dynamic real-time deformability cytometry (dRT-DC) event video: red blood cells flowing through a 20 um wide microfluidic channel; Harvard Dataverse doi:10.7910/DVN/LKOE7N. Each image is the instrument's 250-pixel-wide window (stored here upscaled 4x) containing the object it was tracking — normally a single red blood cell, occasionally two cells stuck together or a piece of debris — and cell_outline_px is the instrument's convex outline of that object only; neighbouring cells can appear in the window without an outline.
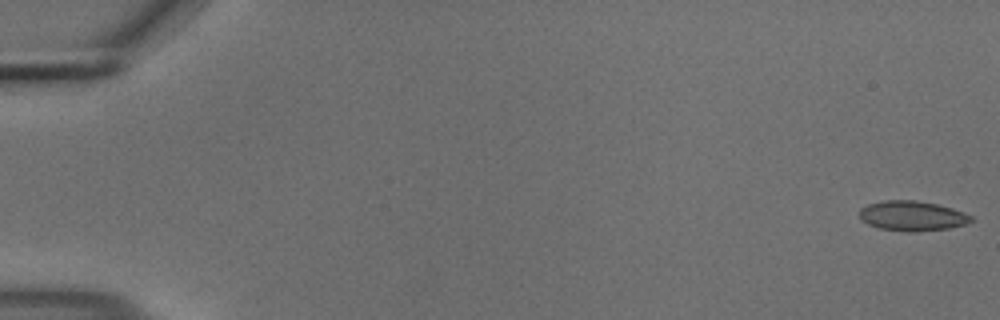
{"species": "common noctule bat (a hibernating species)", "species_latin": "Nyctalus noctula", "temperature_condition": "cold", "stored_images_in_passage": 55, "camera_frame_rate_fps": 3000, "um_per_image_px": 0.085, "animal": {"sex": "male", "body_mass_g": 18.8}, "frame": {"image": 1, "passage_image": 1, "time_ms": 0.0, "image_size_px": [1000, 320], "cell_outline_px": [[972, 220], [964, 224], [948, 228], [912, 232], [908, 232], [880, 228], [868, 224], [860, 220], [860, 208], [868, 204], [884, 200], [916, 200], [936, 204], [952, 208], [964, 212], [972, 216]], "centroid_in_image_um": [77.51, 18.34], "position_along_channel_um": 7.5, "area_um2": 19.36}}
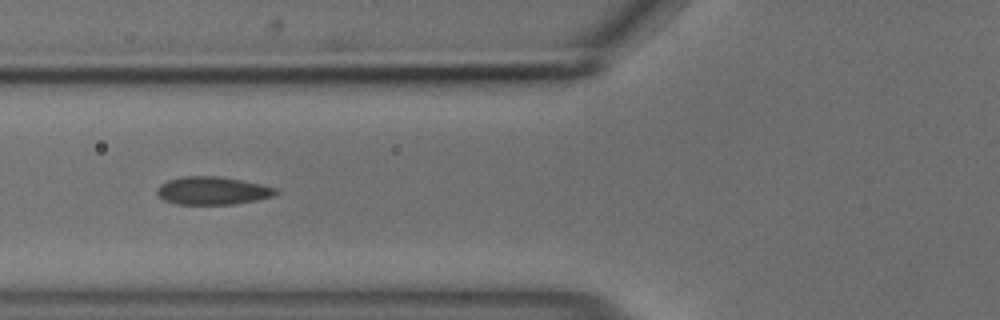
{"frame": {"image": 2, "passage_image": 22, "time_ms": 7.0, "image_size_px": [1000, 320], "cell_outline_px": [[280, 192], [272, 196], [256, 200], [236, 204], [176, 204], [164, 200], [156, 192], [156, 188], [160, 184], [168, 180], [184, 176], [220, 176], [260, 184], [276, 188]], "centroid_in_image_um": [18.05, 16.2], "position_along_channel_um": 107.7, "area_um2": 19.31}}
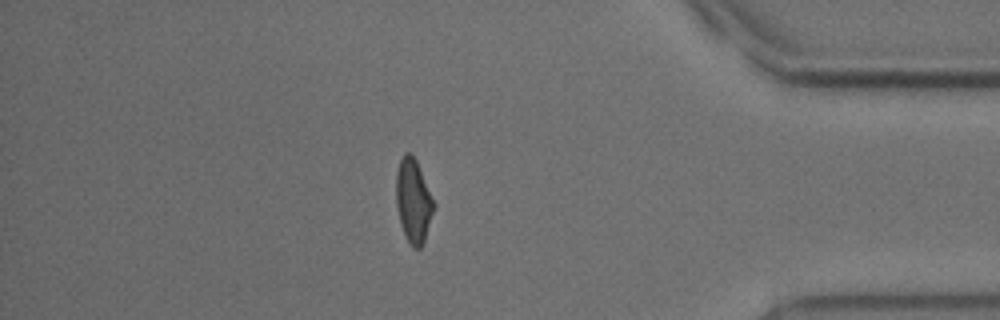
{"frame": {"image": 3, "passage_image": 48, "time_ms": 15.667, "image_size_px": [1000, 320], "cell_outline_px": [[432, 212], [424, 240], [420, 248], [412, 248], [400, 224], [396, 204], [396, 172], [400, 160], [404, 152], [412, 152], [416, 160], [432, 200]], "centroid_in_image_um": [35.07, 17.03], "position_along_channel_um": 400.1, "area_um2": 17.69}, "authors_computed_cell_mechanics": {"area_um2": 19.363, "velocity_mm_per_s": 3.7088, "shape_relaxation_time_tau1_ms": 10.3553, "shape_relaxation_time_tau2_ms": 1.577, "deformation_change_tau1": 0.1756, "deformation_change_tau2": 0.0467}}